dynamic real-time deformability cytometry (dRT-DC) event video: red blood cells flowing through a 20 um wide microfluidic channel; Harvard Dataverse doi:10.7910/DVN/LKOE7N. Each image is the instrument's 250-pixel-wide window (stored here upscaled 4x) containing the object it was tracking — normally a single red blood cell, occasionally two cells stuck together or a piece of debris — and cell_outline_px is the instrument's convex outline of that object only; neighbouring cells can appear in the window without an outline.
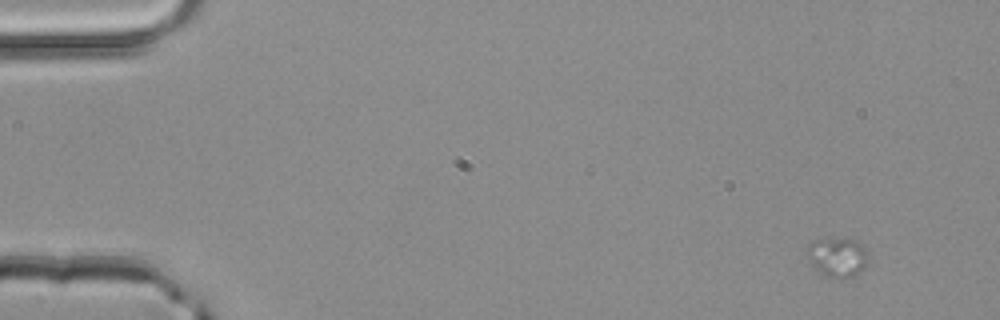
{"species": "common noctule bat (a hibernating species)", "species_latin": "Nyctalus noctula", "temperature_condition": "room temperature", "stored_images_in_passage": 3, "camera_frame_rate_fps": 3000, "um_per_image_px": 0.085, "animal": {"sex": "male", "body_mass_g": 20.4}, "frame": {"image": 1, "passage_image": 1, "time_ms": 0.0, "image_size_px": [1000, 320], "cell_outline_px": [[868, 260], [852, 276], [840, 280], [820, 276], [804, 252], [808, 244], [812, 240], [856, 240], [868, 252]], "centroid_in_image_um": [71.1, 21.9], "position_along_channel_um": 13.9, "area_um2": 13.99}}